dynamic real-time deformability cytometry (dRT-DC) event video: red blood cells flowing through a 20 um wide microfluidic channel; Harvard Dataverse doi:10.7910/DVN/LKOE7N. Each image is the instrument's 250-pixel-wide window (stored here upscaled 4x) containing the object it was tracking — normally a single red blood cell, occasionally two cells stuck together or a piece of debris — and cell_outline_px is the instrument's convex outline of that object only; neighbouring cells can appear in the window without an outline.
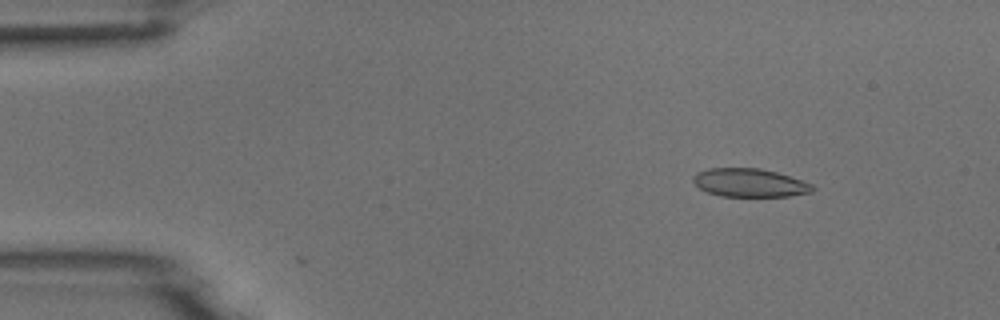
{"species": "common noctule bat (a hibernating species)", "species_latin": "Nyctalus noctula", "temperature_condition": "room temperature", "stored_images_in_passage": 5, "camera_frame_rate_fps": 3000, "um_per_image_px": 0.085, "animal": {"sex": "male", "body_mass_g": 18.8}, "frame": {"image": 1, "passage_image": 2, "time_ms": 1.333, "image_size_px": [1000, 320], "cell_outline_px": [[816, 188], [812, 192], [788, 196], [720, 196], [708, 192], [700, 188], [692, 180], [692, 176], [696, 172], [708, 168], [760, 168], [776, 172], [812, 184]], "centroid_in_image_um": [63.7, 15.53], "position_along_channel_um": 21.3, "area_um2": 19.65}}
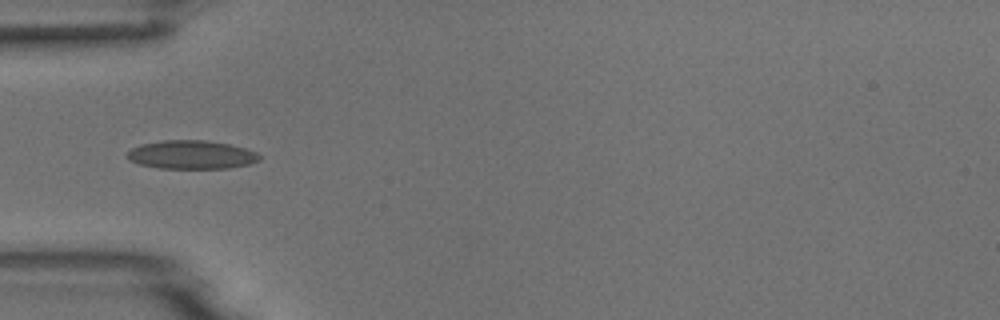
{"frame": {"image": 2, "passage_image": 5, "time_ms": 4.667, "image_size_px": [1000, 320], "cell_outline_px": [[260, 160], [248, 164], [228, 168], [160, 168], [140, 164], [128, 160], [128, 152], [132, 148], [140, 144], [160, 140], [204, 140], [228, 144], [244, 148], [256, 152], [260, 156]], "centroid_in_image_um": [16.25, 13.14], "position_along_channel_um": 68.7, "area_um2": 21.85}}